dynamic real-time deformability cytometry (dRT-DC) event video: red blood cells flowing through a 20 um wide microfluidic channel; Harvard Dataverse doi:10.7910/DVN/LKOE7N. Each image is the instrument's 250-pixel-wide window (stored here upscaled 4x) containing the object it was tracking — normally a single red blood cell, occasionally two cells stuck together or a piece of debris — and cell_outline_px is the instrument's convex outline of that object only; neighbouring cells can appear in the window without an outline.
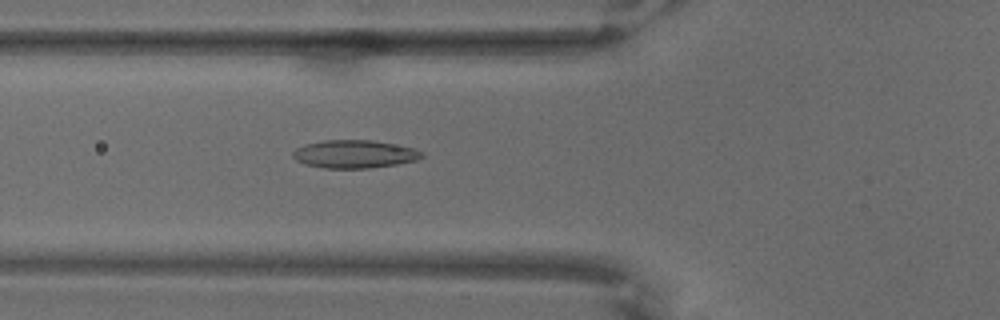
{"species": "common noctule bat (a hibernating species)", "species_latin": "Nyctalus noctula", "temperature_condition": "warm", "stored_images_in_passage": 55, "camera_frame_rate_fps": 3000, "um_per_image_px": 0.085, "animal": {"sex": "male", "body_mass_g": 18.8}, "frame": {"image": 1, "passage_image": 14, "time_ms": 4.333, "image_size_px": [1000, 320], "cell_outline_px": [[424, 156], [416, 160], [396, 164], [368, 168], [324, 168], [304, 164], [296, 160], [292, 156], [292, 152], [296, 148], [304, 144], [324, 140], [372, 140], [412, 148], [424, 152]], "centroid_in_image_um": [30.09, 13.09], "position_along_channel_um": 95.7, "area_um2": 20.98}}
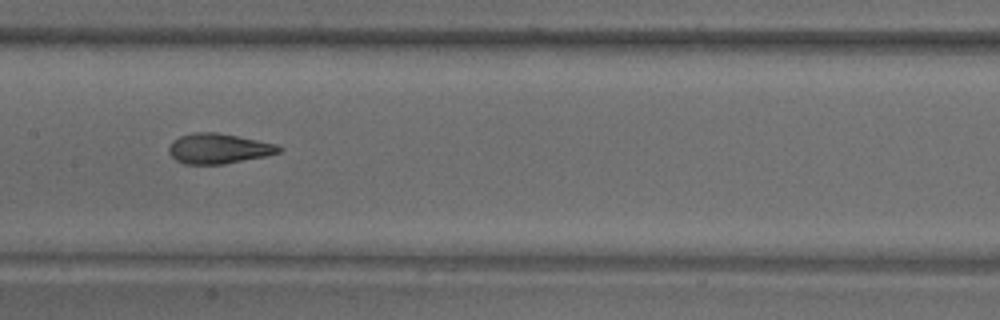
{"frame": {"image": 2, "passage_image": 23, "time_ms": 7.333, "image_size_px": [1000, 320], "cell_outline_px": [[284, 148], [280, 152], [268, 156], [224, 164], [184, 164], [176, 160], [168, 152], [168, 148], [172, 140], [180, 136], [196, 132], [216, 132], [276, 144]], "centroid_in_image_um": [18.58, 12.64], "position_along_channel_um": 188.8, "area_um2": 19.36}}
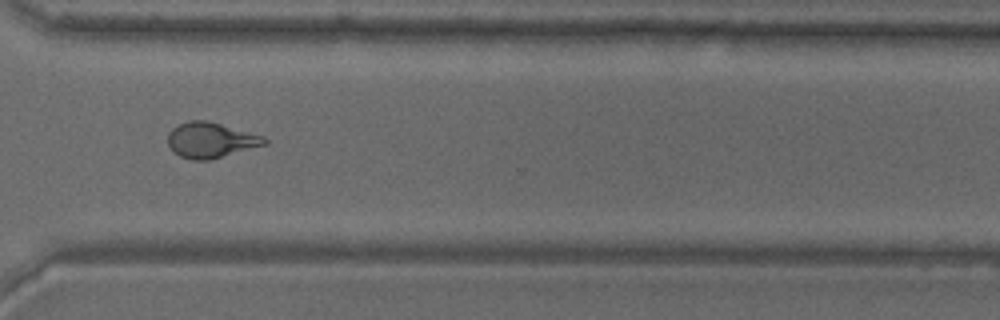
{"frame": {"image": 3, "passage_image": 39, "time_ms": 12.667, "image_size_px": [1000, 320], "cell_outline_px": [[268, 144], [208, 160], [192, 160], [180, 156], [172, 152], [168, 144], [168, 132], [172, 128], [188, 120], [204, 120], [220, 124], [264, 136], [268, 140]], "centroid_in_image_um": [17.9, 11.91], "position_along_channel_um": 352.7, "area_um2": 19.88}}